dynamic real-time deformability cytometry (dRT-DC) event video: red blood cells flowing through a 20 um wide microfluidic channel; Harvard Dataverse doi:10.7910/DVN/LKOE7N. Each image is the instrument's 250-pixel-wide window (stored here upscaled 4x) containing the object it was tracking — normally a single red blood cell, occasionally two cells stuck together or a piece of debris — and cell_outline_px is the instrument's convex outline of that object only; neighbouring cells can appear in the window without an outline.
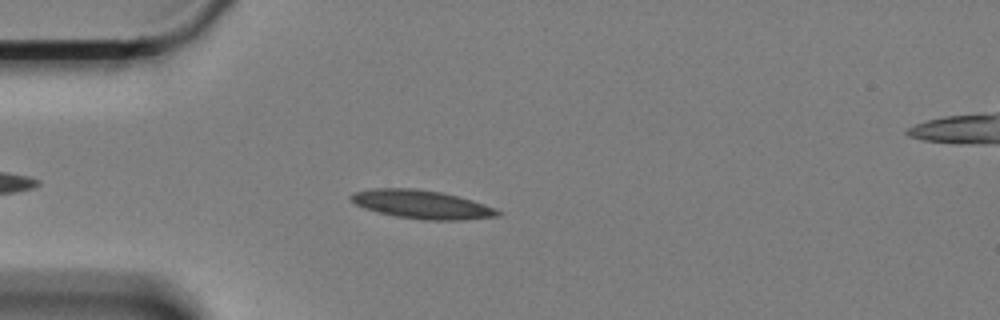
{"species": "Egyptian fruit bat (a non-hibernating species)", "species_latin": "Rousettus aegyptiacus", "temperature_condition": "cold", "stored_images_in_passage": 14, "camera_frame_rate_fps": 3000, "um_per_image_px": 0.085, "animal": {"sex": "female"}, "frame": {"image": 1, "passage_image": 8, "time_ms": 2.333, "image_size_px": [1000, 320], "cell_outline_px": [[500, 216], [460, 220], [424, 220], [396, 216], [364, 208], [348, 200], [348, 196], [352, 192], [372, 188], [416, 188], [440, 192], [472, 200], [496, 208], [500, 212]], "centroid_in_image_um": [35.81, 17.37], "position_along_channel_um": 49.2, "area_um2": 24.39}}
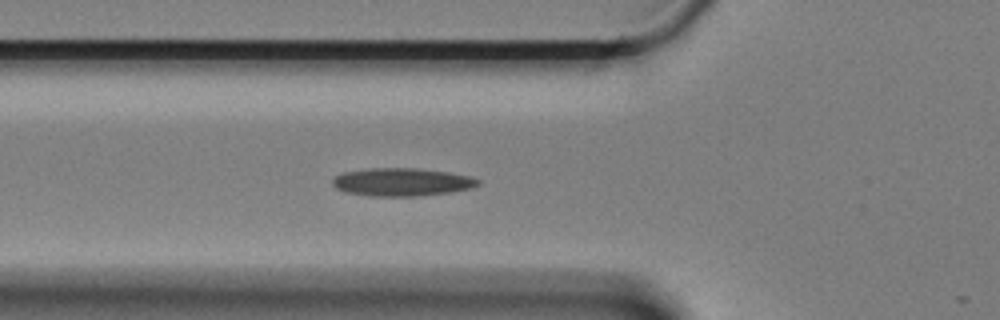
{"frame": {"image": 2, "passage_image": 13, "time_ms": 4.0, "image_size_px": [1000, 320], "cell_outline_px": [[484, 180], [480, 184], [472, 188], [452, 192], [416, 196], [372, 196], [344, 192], [336, 188], [332, 184], [332, 180], [336, 176], [344, 172], [372, 168], [416, 168], [448, 172], [472, 176]], "centroid_in_image_um": [34.22, 15.47], "position_along_channel_um": 91.6, "area_um2": 23.93}}